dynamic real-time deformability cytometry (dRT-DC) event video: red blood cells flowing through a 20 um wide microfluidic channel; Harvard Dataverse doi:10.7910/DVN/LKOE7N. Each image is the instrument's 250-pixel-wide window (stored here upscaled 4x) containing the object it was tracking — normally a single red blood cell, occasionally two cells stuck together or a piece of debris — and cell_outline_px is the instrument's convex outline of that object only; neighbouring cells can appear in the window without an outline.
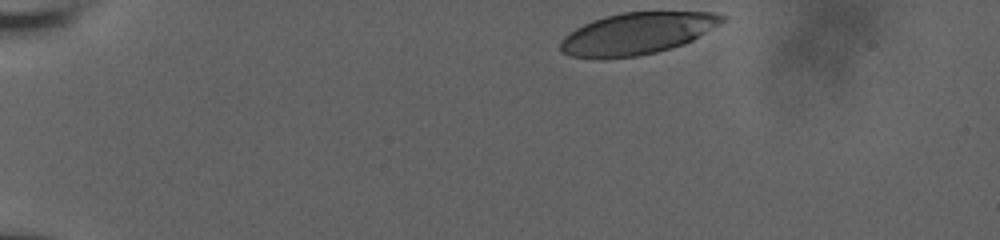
{"species": "human", "species_latin": "Homo sapiens", "temperature_condition": "room temperature", "stored_images_in_passage": 39, "camera_frame_rate_fps": 3000, "um_per_image_px": 0.085, "donor": {"sex": "male"}, "frame": {"image": 1, "passage_image": 1, "time_ms": 0.0, "image_size_px": [1000, 240], "cell_outline_px": [[728, 16], [720, 24], [692, 40], [684, 44], [656, 52], [636, 56], [572, 56], [560, 52], [560, 40], [568, 32], [592, 20], [604, 16], [620, 12], [712, 12]], "centroid_in_image_um": [54.17, 2.81], "position_along_channel_um": 30.8, "area_um2": 38.78}}
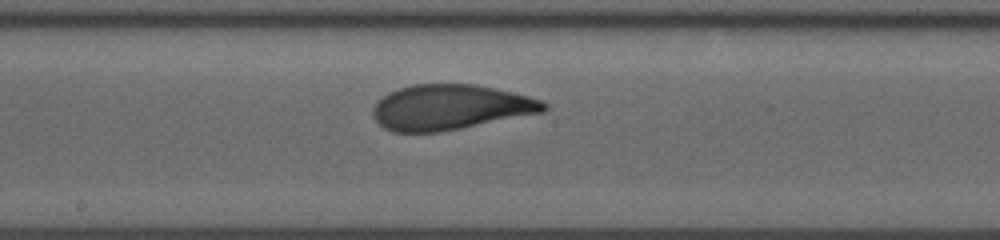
{"frame": {"image": 2, "passage_image": 23, "time_ms": 7.333, "image_size_px": [1000, 240], "cell_outline_px": [[548, 108], [544, 112], [460, 128], [436, 132], [392, 132], [384, 128], [372, 116], [372, 108], [384, 96], [400, 88], [412, 84], [476, 84], [496, 88], [528, 96], [540, 100], [548, 104]], "centroid_in_image_um": [38.28, 9.11], "position_along_channel_um": 209.9, "area_um2": 44.74}}
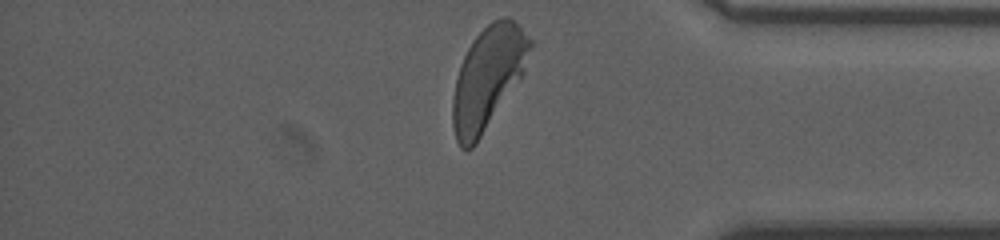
{"frame": {"image": 3, "passage_image": 39, "time_ms": 12.667, "image_size_px": [1000, 240], "cell_outline_px": [[532, 44], [524, 72], [476, 144], [468, 152], [460, 148], [456, 140], [452, 124], [452, 100], [456, 80], [460, 64], [472, 40], [492, 20], [504, 16], [508, 16], [532, 40]], "centroid_in_image_um": [41.44, 6.64], "position_along_channel_um": 393.8, "area_um2": 45.6}, "authors_computed_cell_mechanics": {"area_um2": 45.2574, "velocity_mm_per_s": 3.7148, "shape_relaxation_time_tau1_ms": 3.2992, "shape_relaxation_time_tau2_ms": 0.9195, "deformation_change_tau1": 0.1658, "deformation_change_tau2": 0.0783}}